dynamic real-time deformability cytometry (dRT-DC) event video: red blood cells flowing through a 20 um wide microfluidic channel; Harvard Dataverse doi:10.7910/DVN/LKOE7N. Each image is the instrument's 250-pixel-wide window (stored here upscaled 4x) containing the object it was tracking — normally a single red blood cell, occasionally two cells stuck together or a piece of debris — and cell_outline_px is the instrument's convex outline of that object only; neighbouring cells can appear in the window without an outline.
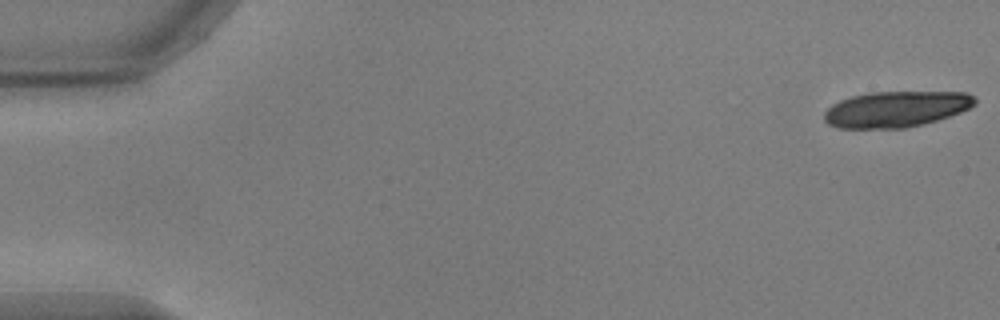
{"species": "common noctule bat (a hibernating species)", "species_latin": "Nyctalus noctula", "temperature_condition": "warm", "stored_images_in_passage": 19, "camera_frame_rate_fps": 3000, "um_per_image_px": 0.085, "animal": {"sex": "male", "body_mass_g": 17.9, "forearm_length_mm": 54.2}, "frame": {"image": 1, "passage_image": 1, "time_ms": 0.0, "image_size_px": [1000, 320], "cell_outline_px": [[976, 104], [960, 112], [924, 124], [904, 128], [836, 128], [828, 124], [824, 120], [824, 112], [832, 104], [840, 100], [852, 96], [868, 92], [968, 92], [976, 100]], "centroid_in_image_um": [76.13, 9.27], "position_along_channel_um": 8.9, "area_um2": 31.56}}